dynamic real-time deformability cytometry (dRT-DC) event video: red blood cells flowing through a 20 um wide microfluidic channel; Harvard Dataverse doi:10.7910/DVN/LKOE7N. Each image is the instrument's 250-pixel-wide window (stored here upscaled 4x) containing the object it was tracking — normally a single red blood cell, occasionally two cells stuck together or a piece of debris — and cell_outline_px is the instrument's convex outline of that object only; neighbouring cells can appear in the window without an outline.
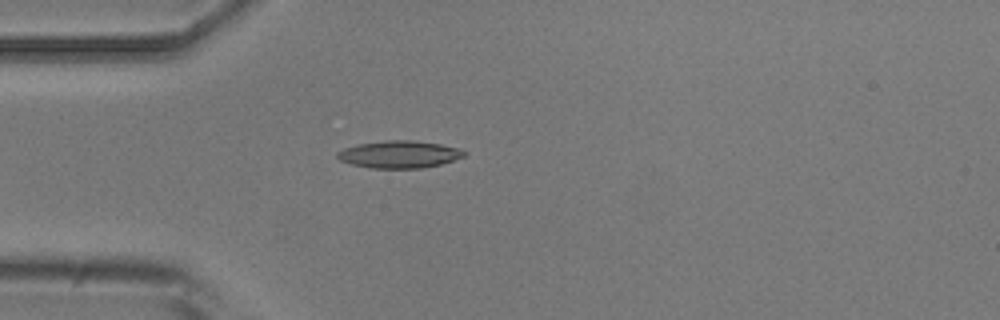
{"species": "common noctule bat (a hibernating species)", "species_latin": "Nyctalus noctula", "temperature_condition": "room temperature", "stored_images_in_passage": 3, "camera_frame_rate_fps": 3000, "um_per_image_px": 0.085, "animal": {"sex": "male", "body_mass_g": 20.5, "forearm_length_mm": 52.5}, "frame": {"image": 1, "passage_image": 3, "time_ms": 2.333, "image_size_px": [1000, 320], "cell_outline_px": [[468, 152], [464, 156], [440, 164], [420, 168], [372, 168], [352, 164], [340, 160], [336, 156], [336, 152], [344, 148], [360, 144], [384, 140], [412, 140], [440, 144], [460, 148]], "centroid_in_image_um": [33.94, 13.11], "position_along_channel_um": 51.1, "area_um2": 20.06}}